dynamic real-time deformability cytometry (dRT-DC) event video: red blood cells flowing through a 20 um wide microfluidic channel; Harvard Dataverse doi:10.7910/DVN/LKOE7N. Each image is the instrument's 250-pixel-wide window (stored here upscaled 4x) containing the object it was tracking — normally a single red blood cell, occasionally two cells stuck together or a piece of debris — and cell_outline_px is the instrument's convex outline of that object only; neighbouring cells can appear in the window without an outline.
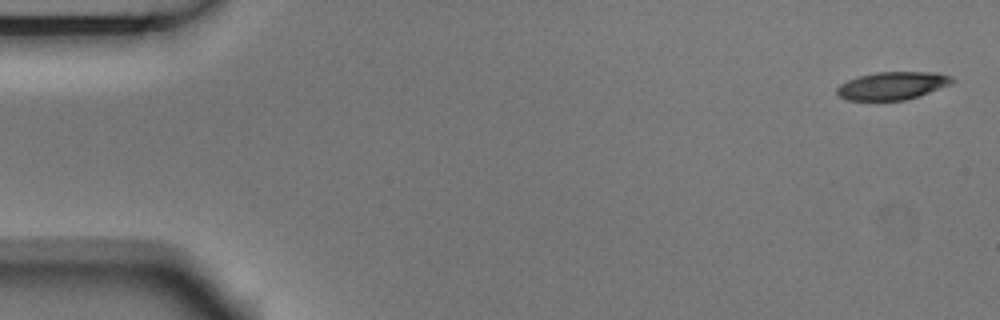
{"species": "Egyptian fruit bat (a non-hibernating species)", "species_latin": "Rousettus aegyptiacus", "temperature_condition": "room temperature", "stored_images_in_passage": 6, "camera_frame_rate_fps": 3000, "um_per_image_px": 0.085, "animal": {"sex": "male"}, "frame": {"image": 1, "passage_image": 1, "time_ms": 0.0, "image_size_px": [1000, 320], "cell_outline_px": [[956, 80], [952, 84], [904, 100], [848, 100], [840, 96], [836, 92], [836, 88], [840, 84], [848, 80], [860, 76], [876, 72], [936, 72], [952, 76]], "centroid_in_image_um": [75.87, 7.27], "position_along_channel_um": 9.1, "area_um2": 18.55}}